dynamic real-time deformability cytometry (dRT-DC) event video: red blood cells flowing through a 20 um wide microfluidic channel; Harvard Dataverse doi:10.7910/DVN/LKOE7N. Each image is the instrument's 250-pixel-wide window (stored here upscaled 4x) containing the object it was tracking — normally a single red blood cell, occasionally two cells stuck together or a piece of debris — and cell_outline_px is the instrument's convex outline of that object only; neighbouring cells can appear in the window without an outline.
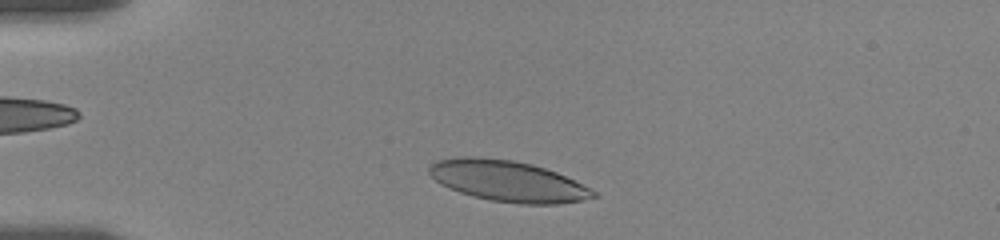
{"species": "human", "species_latin": "Homo sapiens", "temperature_condition": "room temperature", "stored_images_in_passage": 40, "camera_frame_rate_fps": 3000, "um_per_image_px": 0.085, "donor": {"sex": "female"}, "frame": {"image": 1, "passage_image": 4, "time_ms": 1.0, "image_size_px": [1000, 240], "cell_outline_px": [[596, 196], [580, 200], [556, 204], [520, 204], [492, 200], [472, 196], [460, 192], [440, 184], [428, 172], [428, 168], [436, 160], [456, 156], [472, 156], [512, 160], [532, 164], [556, 172], [596, 192]], "centroid_in_image_um": [43.09, 15.38], "position_along_channel_um": 41.9, "area_um2": 38.73}}
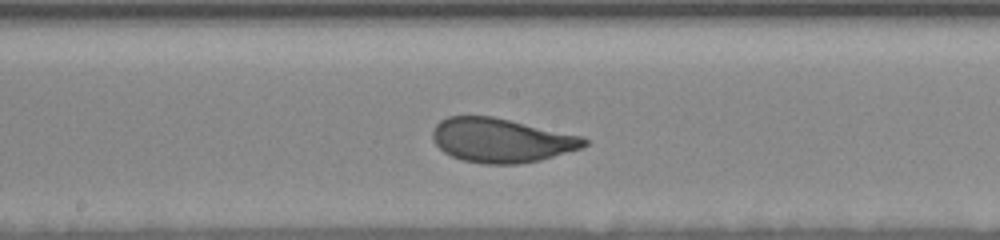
{"frame": {"image": 2, "passage_image": 21, "time_ms": 6.667, "image_size_px": [1000, 240], "cell_outline_px": [[588, 144], [580, 148], [540, 160], [520, 164], [484, 164], [460, 160], [444, 152], [432, 140], [432, 128], [440, 120], [448, 116], [492, 116], [584, 136], [588, 140]], "centroid_in_image_um": [42.59, 11.92], "position_along_channel_um": 205.6, "area_um2": 39.19}}
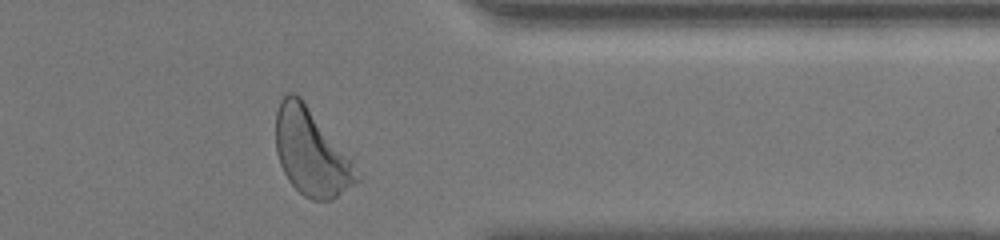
{"frame": {"image": 3, "passage_image": 37, "time_ms": 12.0, "image_size_px": [1000, 240], "cell_outline_px": [[360, 180], [356, 184], [332, 200], [312, 200], [304, 196], [288, 180], [280, 164], [276, 152], [276, 112], [280, 100], [288, 92], [292, 92], [300, 96], [352, 164]], "centroid_in_image_um": [26.39, 12.97], "position_along_channel_um": 385.0, "area_um2": 39.65}, "authors_computed_cell_mechanics": {"area_um2": 39.1017, "velocity_mm_per_s": 3.4967, "shape_relaxation_time_tau1_ms": 3.4046, "shape_relaxation_time_tau2_ms": null, "deformation_change_tau1": 0.1414, "deformation_change_tau2": null}}